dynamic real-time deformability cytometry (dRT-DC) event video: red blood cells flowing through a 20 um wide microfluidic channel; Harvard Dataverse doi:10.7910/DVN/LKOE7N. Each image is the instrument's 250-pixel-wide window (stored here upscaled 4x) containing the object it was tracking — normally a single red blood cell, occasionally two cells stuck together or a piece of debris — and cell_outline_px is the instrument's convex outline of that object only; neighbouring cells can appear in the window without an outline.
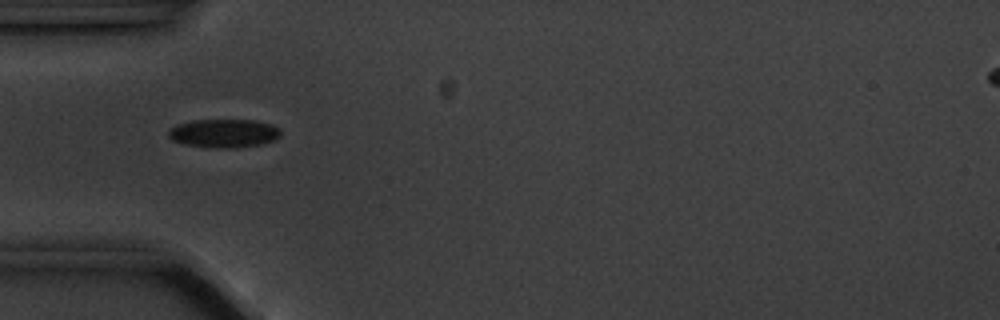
{"species": "common noctule bat (a hibernating species)", "species_latin": "Nyctalus noctula", "temperature_condition": "cold", "stored_images_in_passage": 24, "camera_frame_rate_fps": 3000, "um_per_image_px": 0.085, "animal": {"sex": "male", "body_mass_g": 20.1, "forearm_length_mm": 53.5}, "frame": {"image": 1, "passage_image": 1, "time_ms": 0.0, "image_size_px": [1000, 320], "cell_outline_px": [[280, 136], [276, 140], [260, 144], [236, 148], [212, 148], [184, 144], [172, 140], [168, 136], [168, 128], [176, 124], [192, 120], [252, 120], [268, 124], [280, 128]], "centroid_in_image_um": [18.99, 11.33], "position_along_channel_um": 66.0, "area_um2": 18.79}}
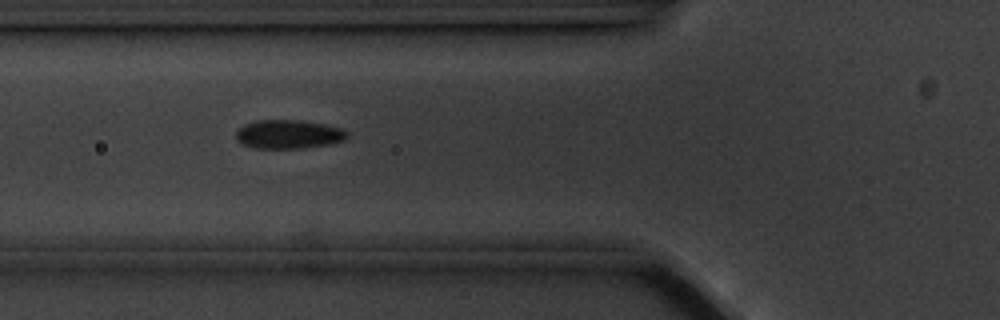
{"frame": {"image": 2, "passage_image": 4, "time_ms": 1.0, "image_size_px": [1000, 320], "cell_outline_px": [[348, 136], [344, 140], [328, 144], [304, 148], [252, 148], [240, 144], [236, 140], [236, 132], [244, 124], [256, 120], [300, 120], [324, 124], [340, 128], [348, 132]], "centroid_in_image_um": [24.49, 11.41], "position_along_channel_um": 101.3, "area_um2": 18.73}}
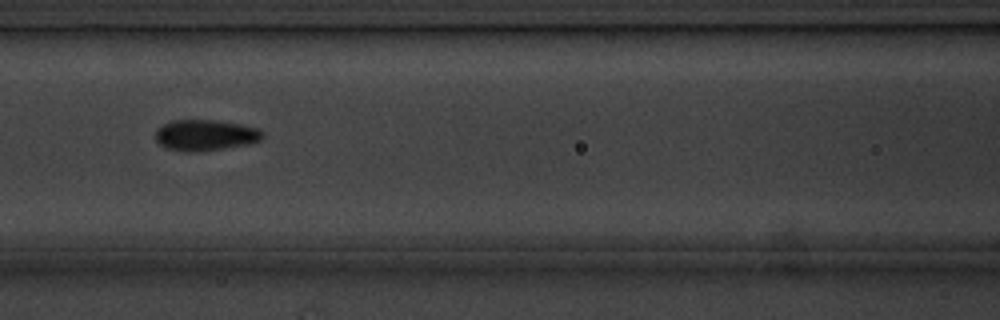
{"frame": {"image": 3, "passage_image": 8, "time_ms": 2.333, "image_size_px": [1000, 320], "cell_outline_px": [[264, 136], [260, 140], [244, 144], [224, 148], [196, 152], [188, 152], [168, 148], [160, 144], [156, 140], [156, 128], [172, 120], [216, 120], [240, 124], [256, 128], [264, 132]], "centroid_in_image_um": [17.43, 11.48], "position_along_channel_um": 149.2, "area_um2": 19.13}}